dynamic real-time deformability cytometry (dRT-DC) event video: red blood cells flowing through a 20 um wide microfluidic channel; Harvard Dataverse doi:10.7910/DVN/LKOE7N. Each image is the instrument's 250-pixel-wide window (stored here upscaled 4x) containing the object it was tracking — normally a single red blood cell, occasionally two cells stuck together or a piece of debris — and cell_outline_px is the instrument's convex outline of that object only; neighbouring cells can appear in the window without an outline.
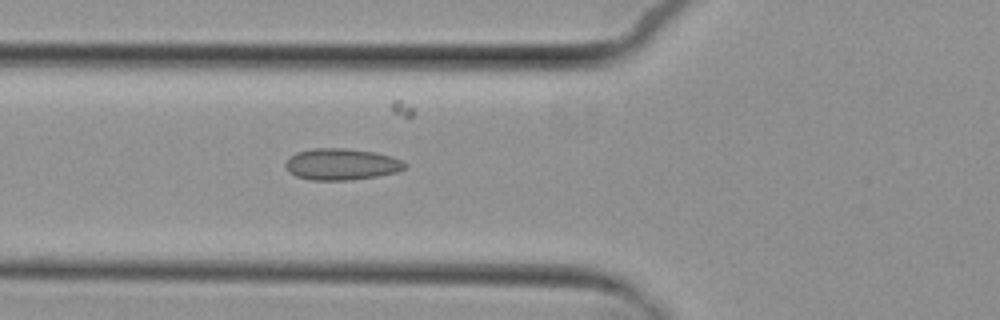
{"species": "common noctule bat (a hibernating species)", "species_latin": "Nyctalus noctula", "temperature_condition": "cold", "stored_images_in_passage": 5, "camera_frame_rate_fps": 3000, "um_per_image_px": 0.085, "animal": {"sex": "female", "body_mass_g": 29.2, "forearm_length_mm": 56.3}, "frame": {"image": 1, "passage_image": 5, "time_ms": 5.333, "image_size_px": [1000, 320], "cell_outline_px": [[408, 164], [404, 168], [396, 172], [376, 176], [352, 180], [308, 180], [296, 176], [288, 172], [284, 164], [296, 152], [312, 148], [344, 148], [376, 152], [392, 156]], "centroid_in_image_um": [29.01, 13.96], "position_along_channel_um": 96.8, "area_um2": 21.96}}